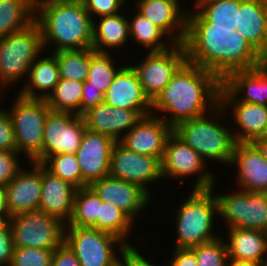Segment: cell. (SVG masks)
Segmentation results:
<instances>
[{
    "label": "cell",
    "instance_id": "obj_31",
    "mask_svg": "<svg viewBox=\"0 0 267 266\" xmlns=\"http://www.w3.org/2000/svg\"><path fill=\"white\" fill-rule=\"evenodd\" d=\"M35 0H0V39L34 22Z\"/></svg>",
    "mask_w": 267,
    "mask_h": 266
},
{
    "label": "cell",
    "instance_id": "obj_20",
    "mask_svg": "<svg viewBox=\"0 0 267 266\" xmlns=\"http://www.w3.org/2000/svg\"><path fill=\"white\" fill-rule=\"evenodd\" d=\"M5 186L10 215L39 210L42 191V164L30 162ZM28 170V171H27Z\"/></svg>",
    "mask_w": 267,
    "mask_h": 266
},
{
    "label": "cell",
    "instance_id": "obj_42",
    "mask_svg": "<svg viewBox=\"0 0 267 266\" xmlns=\"http://www.w3.org/2000/svg\"><path fill=\"white\" fill-rule=\"evenodd\" d=\"M82 2L93 20L97 17L119 14L127 4L126 0H82Z\"/></svg>",
    "mask_w": 267,
    "mask_h": 266
},
{
    "label": "cell",
    "instance_id": "obj_43",
    "mask_svg": "<svg viewBox=\"0 0 267 266\" xmlns=\"http://www.w3.org/2000/svg\"><path fill=\"white\" fill-rule=\"evenodd\" d=\"M0 150L17 152L14 129L9 115L2 105H0Z\"/></svg>",
    "mask_w": 267,
    "mask_h": 266
},
{
    "label": "cell",
    "instance_id": "obj_32",
    "mask_svg": "<svg viewBox=\"0 0 267 266\" xmlns=\"http://www.w3.org/2000/svg\"><path fill=\"white\" fill-rule=\"evenodd\" d=\"M195 9L211 28L236 29L239 0H219L215 2H195Z\"/></svg>",
    "mask_w": 267,
    "mask_h": 266
},
{
    "label": "cell",
    "instance_id": "obj_51",
    "mask_svg": "<svg viewBox=\"0 0 267 266\" xmlns=\"http://www.w3.org/2000/svg\"><path fill=\"white\" fill-rule=\"evenodd\" d=\"M260 264L249 262V261H241V260H233L228 259L226 266H259Z\"/></svg>",
    "mask_w": 267,
    "mask_h": 266
},
{
    "label": "cell",
    "instance_id": "obj_48",
    "mask_svg": "<svg viewBox=\"0 0 267 266\" xmlns=\"http://www.w3.org/2000/svg\"><path fill=\"white\" fill-rule=\"evenodd\" d=\"M139 251L135 246L126 249V266H158L157 263H152L153 260L145 258Z\"/></svg>",
    "mask_w": 267,
    "mask_h": 266
},
{
    "label": "cell",
    "instance_id": "obj_35",
    "mask_svg": "<svg viewBox=\"0 0 267 266\" xmlns=\"http://www.w3.org/2000/svg\"><path fill=\"white\" fill-rule=\"evenodd\" d=\"M133 226L134 222L121 209L110 202L102 201L96 221L97 230L110 233L122 240L128 247H134L127 242L128 236L131 237L130 232Z\"/></svg>",
    "mask_w": 267,
    "mask_h": 266
},
{
    "label": "cell",
    "instance_id": "obj_26",
    "mask_svg": "<svg viewBox=\"0 0 267 266\" xmlns=\"http://www.w3.org/2000/svg\"><path fill=\"white\" fill-rule=\"evenodd\" d=\"M221 84L238 101L267 106V71L261 65L234 71Z\"/></svg>",
    "mask_w": 267,
    "mask_h": 266
},
{
    "label": "cell",
    "instance_id": "obj_53",
    "mask_svg": "<svg viewBox=\"0 0 267 266\" xmlns=\"http://www.w3.org/2000/svg\"><path fill=\"white\" fill-rule=\"evenodd\" d=\"M260 65L267 71V53L261 55V63Z\"/></svg>",
    "mask_w": 267,
    "mask_h": 266
},
{
    "label": "cell",
    "instance_id": "obj_15",
    "mask_svg": "<svg viewBox=\"0 0 267 266\" xmlns=\"http://www.w3.org/2000/svg\"><path fill=\"white\" fill-rule=\"evenodd\" d=\"M219 104L226 112L231 108L230 116L237 125L236 131L232 130L236 142H253L263 136L267 127V106L238 101L222 84Z\"/></svg>",
    "mask_w": 267,
    "mask_h": 266
},
{
    "label": "cell",
    "instance_id": "obj_11",
    "mask_svg": "<svg viewBox=\"0 0 267 266\" xmlns=\"http://www.w3.org/2000/svg\"><path fill=\"white\" fill-rule=\"evenodd\" d=\"M218 215L229 228L256 229L267 232V197L265 192L234 189L215 194Z\"/></svg>",
    "mask_w": 267,
    "mask_h": 266
},
{
    "label": "cell",
    "instance_id": "obj_30",
    "mask_svg": "<svg viewBox=\"0 0 267 266\" xmlns=\"http://www.w3.org/2000/svg\"><path fill=\"white\" fill-rule=\"evenodd\" d=\"M134 15L130 20L128 17L130 39H134L142 49L146 48L148 53L162 52L175 45L158 26L151 23L140 12L135 10Z\"/></svg>",
    "mask_w": 267,
    "mask_h": 266
},
{
    "label": "cell",
    "instance_id": "obj_49",
    "mask_svg": "<svg viewBox=\"0 0 267 266\" xmlns=\"http://www.w3.org/2000/svg\"><path fill=\"white\" fill-rule=\"evenodd\" d=\"M11 218L7 207L5 186L0 184V222H8Z\"/></svg>",
    "mask_w": 267,
    "mask_h": 266
},
{
    "label": "cell",
    "instance_id": "obj_50",
    "mask_svg": "<svg viewBox=\"0 0 267 266\" xmlns=\"http://www.w3.org/2000/svg\"><path fill=\"white\" fill-rule=\"evenodd\" d=\"M261 152L263 158L267 161V139L258 138L252 142Z\"/></svg>",
    "mask_w": 267,
    "mask_h": 266
},
{
    "label": "cell",
    "instance_id": "obj_55",
    "mask_svg": "<svg viewBox=\"0 0 267 266\" xmlns=\"http://www.w3.org/2000/svg\"><path fill=\"white\" fill-rule=\"evenodd\" d=\"M261 138L267 139V127H266V130H265V132Z\"/></svg>",
    "mask_w": 267,
    "mask_h": 266
},
{
    "label": "cell",
    "instance_id": "obj_3",
    "mask_svg": "<svg viewBox=\"0 0 267 266\" xmlns=\"http://www.w3.org/2000/svg\"><path fill=\"white\" fill-rule=\"evenodd\" d=\"M34 22L44 51L52 43V52L92 48L93 19L82 0H35Z\"/></svg>",
    "mask_w": 267,
    "mask_h": 266
},
{
    "label": "cell",
    "instance_id": "obj_16",
    "mask_svg": "<svg viewBox=\"0 0 267 266\" xmlns=\"http://www.w3.org/2000/svg\"><path fill=\"white\" fill-rule=\"evenodd\" d=\"M89 187L103 202L112 203L133 222L152 200L150 195L139 185L110 176L92 182Z\"/></svg>",
    "mask_w": 267,
    "mask_h": 266
},
{
    "label": "cell",
    "instance_id": "obj_40",
    "mask_svg": "<svg viewBox=\"0 0 267 266\" xmlns=\"http://www.w3.org/2000/svg\"><path fill=\"white\" fill-rule=\"evenodd\" d=\"M54 250L14 247L10 266H51Z\"/></svg>",
    "mask_w": 267,
    "mask_h": 266
},
{
    "label": "cell",
    "instance_id": "obj_56",
    "mask_svg": "<svg viewBox=\"0 0 267 266\" xmlns=\"http://www.w3.org/2000/svg\"><path fill=\"white\" fill-rule=\"evenodd\" d=\"M259 266H267V263L260 264Z\"/></svg>",
    "mask_w": 267,
    "mask_h": 266
},
{
    "label": "cell",
    "instance_id": "obj_17",
    "mask_svg": "<svg viewBox=\"0 0 267 266\" xmlns=\"http://www.w3.org/2000/svg\"><path fill=\"white\" fill-rule=\"evenodd\" d=\"M115 143L116 141L106 134L85 129L76 156L82 179L88 185L109 176L111 152Z\"/></svg>",
    "mask_w": 267,
    "mask_h": 266
},
{
    "label": "cell",
    "instance_id": "obj_9",
    "mask_svg": "<svg viewBox=\"0 0 267 266\" xmlns=\"http://www.w3.org/2000/svg\"><path fill=\"white\" fill-rule=\"evenodd\" d=\"M8 222L14 247L56 249L64 243L66 224L43 211L19 213Z\"/></svg>",
    "mask_w": 267,
    "mask_h": 266
},
{
    "label": "cell",
    "instance_id": "obj_45",
    "mask_svg": "<svg viewBox=\"0 0 267 266\" xmlns=\"http://www.w3.org/2000/svg\"><path fill=\"white\" fill-rule=\"evenodd\" d=\"M104 102V93L95 87H89V82H83L82 97L80 102V115L88 109Z\"/></svg>",
    "mask_w": 267,
    "mask_h": 266
},
{
    "label": "cell",
    "instance_id": "obj_22",
    "mask_svg": "<svg viewBox=\"0 0 267 266\" xmlns=\"http://www.w3.org/2000/svg\"><path fill=\"white\" fill-rule=\"evenodd\" d=\"M86 129L106 134L119 141L139 120L140 111L112 107L105 102L88 109L82 115Z\"/></svg>",
    "mask_w": 267,
    "mask_h": 266
},
{
    "label": "cell",
    "instance_id": "obj_10",
    "mask_svg": "<svg viewBox=\"0 0 267 266\" xmlns=\"http://www.w3.org/2000/svg\"><path fill=\"white\" fill-rule=\"evenodd\" d=\"M207 166L208 163L206 164V161L174 132L168 136L161 160V174L164 180L175 178L183 182L187 177H195L197 174L198 178L192 184V189H211L215 186L217 178L215 180L214 172L206 169Z\"/></svg>",
    "mask_w": 267,
    "mask_h": 266
},
{
    "label": "cell",
    "instance_id": "obj_13",
    "mask_svg": "<svg viewBox=\"0 0 267 266\" xmlns=\"http://www.w3.org/2000/svg\"><path fill=\"white\" fill-rule=\"evenodd\" d=\"M109 176L139 185L150 196L149 185L163 180L158 158L131 151L119 141L112 148Z\"/></svg>",
    "mask_w": 267,
    "mask_h": 266
},
{
    "label": "cell",
    "instance_id": "obj_44",
    "mask_svg": "<svg viewBox=\"0 0 267 266\" xmlns=\"http://www.w3.org/2000/svg\"><path fill=\"white\" fill-rule=\"evenodd\" d=\"M13 248L9 222H0V266H10Z\"/></svg>",
    "mask_w": 267,
    "mask_h": 266
},
{
    "label": "cell",
    "instance_id": "obj_5",
    "mask_svg": "<svg viewBox=\"0 0 267 266\" xmlns=\"http://www.w3.org/2000/svg\"><path fill=\"white\" fill-rule=\"evenodd\" d=\"M191 190L188 198L181 199L173 209L175 213L172 212L177 235L174 248H193L220 237L215 234L213 225L219 214L214 186L211 189Z\"/></svg>",
    "mask_w": 267,
    "mask_h": 266
},
{
    "label": "cell",
    "instance_id": "obj_2",
    "mask_svg": "<svg viewBox=\"0 0 267 266\" xmlns=\"http://www.w3.org/2000/svg\"><path fill=\"white\" fill-rule=\"evenodd\" d=\"M220 88L221 81L214 74L186 61L151 103V114L173 128L215 108L219 104Z\"/></svg>",
    "mask_w": 267,
    "mask_h": 266
},
{
    "label": "cell",
    "instance_id": "obj_6",
    "mask_svg": "<svg viewBox=\"0 0 267 266\" xmlns=\"http://www.w3.org/2000/svg\"><path fill=\"white\" fill-rule=\"evenodd\" d=\"M45 52L40 28L35 22L0 39V90L6 91L10 85L28 77L32 63Z\"/></svg>",
    "mask_w": 267,
    "mask_h": 266
},
{
    "label": "cell",
    "instance_id": "obj_47",
    "mask_svg": "<svg viewBox=\"0 0 267 266\" xmlns=\"http://www.w3.org/2000/svg\"><path fill=\"white\" fill-rule=\"evenodd\" d=\"M165 266H198L194 252L190 248H174Z\"/></svg>",
    "mask_w": 267,
    "mask_h": 266
},
{
    "label": "cell",
    "instance_id": "obj_19",
    "mask_svg": "<svg viewBox=\"0 0 267 266\" xmlns=\"http://www.w3.org/2000/svg\"><path fill=\"white\" fill-rule=\"evenodd\" d=\"M230 166L238 190L267 191V161L252 142H236Z\"/></svg>",
    "mask_w": 267,
    "mask_h": 266
},
{
    "label": "cell",
    "instance_id": "obj_28",
    "mask_svg": "<svg viewBox=\"0 0 267 266\" xmlns=\"http://www.w3.org/2000/svg\"><path fill=\"white\" fill-rule=\"evenodd\" d=\"M49 54L43 58L40 54L32 63L28 77L24 78L26 79L24 86L18 90L20 96L28 99L46 100L52 93L60 80V73L55 55Z\"/></svg>",
    "mask_w": 267,
    "mask_h": 266
},
{
    "label": "cell",
    "instance_id": "obj_14",
    "mask_svg": "<svg viewBox=\"0 0 267 266\" xmlns=\"http://www.w3.org/2000/svg\"><path fill=\"white\" fill-rule=\"evenodd\" d=\"M85 129L81 115L50 111L44 123L42 162L55 154H76Z\"/></svg>",
    "mask_w": 267,
    "mask_h": 266
},
{
    "label": "cell",
    "instance_id": "obj_1",
    "mask_svg": "<svg viewBox=\"0 0 267 266\" xmlns=\"http://www.w3.org/2000/svg\"><path fill=\"white\" fill-rule=\"evenodd\" d=\"M183 45L188 63L206 69L221 82L234 71L261 63V55L236 29L211 28L195 9L188 10Z\"/></svg>",
    "mask_w": 267,
    "mask_h": 266
},
{
    "label": "cell",
    "instance_id": "obj_34",
    "mask_svg": "<svg viewBox=\"0 0 267 266\" xmlns=\"http://www.w3.org/2000/svg\"><path fill=\"white\" fill-rule=\"evenodd\" d=\"M101 203L102 200L89 186L77 189L72 216L66 226L96 229V221Z\"/></svg>",
    "mask_w": 267,
    "mask_h": 266
},
{
    "label": "cell",
    "instance_id": "obj_12",
    "mask_svg": "<svg viewBox=\"0 0 267 266\" xmlns=\"http://www.w3.org/2000/svg\"><path fill=\"white\" fill-rule=\"evenodd\" d=\"M143 60L129 65L135 71L143 92L152 103L187 61L183 43L162 52H147ZM134 64V65H133Z\"/></svg>",
    "mask_w": 267,
    "mask_h": 266
},
{
    "label": "cell",
    "instance_id": "obj_25",
    "mask_svg": "<svg viewBox=\"0 0 267 266\" xmlns=\"http://www.w3.org/2000/svg\"><path fill=\"white\" fill-rule=\"evenodd\" d=\"M236 30L260 55L267 53V0H239Z\"/></svg>",
    "mask_w": 267,
    "mask_h": 266
},
{
    "label": "cell",
    "instance_id": "obj_39",
    "mask_svg": "<svg viewBox=\"0 0 267 266\" xmlns=\"http://www.w3.org/2000/svg\"><path fill=\"white\" fill-rule=\"evenodd\" d=\"M197 259L198 266H226L229 259L225 237L190 248Z\"/></svg>",
    "mask_w": 267,
    "mask_h": 266
},
{
    "label": "cell",
    "instance_id": "obj_37",
    "mask_svg": "<svg viewBox=\"0 0 267 266\" xmlns=\"http://www.w3.org/2000/svg\"><path fill=\"white\" fill-rule=\"evenodd\" d=\"M56 57L60 78L84 82L90 66V49L53 52Z\"/></svg>",
    "mask_w": 267,
    "mask_h": 266
},
{
    "label": "cell",
    "instance_id": "obj_24",
    "mask_svg": "<svg viewBox=\"0 0 267 266\" xmlns=\"http://www.w3.org/2000/svg\"><path fill=\"white\" fill-rule=\"evenodd\" d=\"M77 188L54 175L42 165V191L39 210L65 224L72 216Z\"/></svg>",
    "mask_w": 267,
    "mask_h": 266
},
{
    "label": "cell",
    "instance_id": "obj_27",
    "mask_svg": "<svg viewBox=\"0 0 267 266\" xmlns=\"http://www.w3.org/2000/svg\"><path fill=\"white\" fill-rule=\"evenodd\" d=\"M227 231L225 243L230 259L267 263V232L244 228H229Z\"/></svg>",
    "mask_w": 267,
    "mask_h": 266
},
{
    "label": "cell",
    "instance_id": "obj_38",
    "mask_svg": "<svg viewBox=\"0 0 267 266\" xmlns=\"http://www.w3.org/2000/svg\"><path fill=\"white\" fill-rule=\"evenodd\" d=\"M48 171L62 180L72 184L77 189L89 185L82 179V172L76 154L61 153L47 157L41 163Z\"/></svg>",
    "mask_w": 267,
    "mask_h": 266
},
{
    "label": "cell",
    "instance_id": "obj_21",
    "mask_svg": "<svg viewBox=\"0 0 267 266\" xmlns=\"http://www.w3.org/2000/svg\"><path fill=\"white\" fill-rule=\"evenodd\" d=\"M134 8L151 23L158 26L175 44L186 36L187 8L179 0H136Z\"/></svg>",
    "mask_w": 267,
    "mask_h": 266
},
{
    "label": "cell",
    "instance_id": "obj_18",
    "mask_svg": "<svg viewBox=\"0 0 267 266\" xmlns=\"http://www.w3.org/2000/svg\"><path fill=\"white\" fill-rule=\"evenodd\" d=\"M173 128L155 115L142 117L119 142L138 154L154 156L162 160L165 144Z\"/></svg>",
    "mask_w": 267,
    "mask_h": 266
},
{
    "label": "cell",
    "instance_id": "obj_29",
    "mask_svg": "<svg viewBox=\"0 0 267 266\" xmlns=\"http://www.w3.org/2000/svg\"><path fill=\"white\" fill-rule=\"evenodd\" d=\"M127 15L121 13L103 16L93 20L92 48L98 53H111L110 50L127 47L129 21ZM127 44V45H124ZM108 48V50H107Z\"/></svg>",
    "mask_w": 267,
    "mask_h": 266
},
{
    "label": "cell",
    "instance_id": "obj_46",
    "mask_svg": "<svg viewBox=\"0 0 267 266\" xmlns=\"http://www.w3.org/2000/svg\"><path fill=\"white\" fill-rule=\"evenodd\" d=\"M51 266H81L74 252L64 242L53 253Z\"/></svg>",
    "mask_w": 267,
    "mask_h": 266
},
{
    "label": "cell",
    "instance_id": "obj_41",
    "mask_svg": "<svg viewBox=\"0 0 267 266\" xmlns=\"http://www.w3.org/2000/svg\"><path fill=\"white\" fill-rule=\"evenodd\" d=\"M21 157L16 151L0 150V184L6 186L22 169Z\"/></svg>",
    "mask_w": 267,
    "mask_h": 266
},
{
    "label": "cell",
    "instance_id": "obj_23",
    "mask_svg": "<svg viewBox=\"0 0 267 266\" xmlns=\"http://www.w3.org/2000/svg\"><path fill=\"white\" fill-rule=\"evenodd\" d=\"M104 102L112 107L140 111L144 116L151 114V102L144 94L135 71L126 63L104 94Z\"/></svg>",
    "mask_w": 267,
    "mask_h": 266
},
{
    "label": "cell",
    "instance_id": "obj_54",
    "mask_svg": "<svg viewBox=\"0 0 267 266\" xmlns=\"http://www.w3.org/2000/svg\"><path fill=\"white\" fill-rule=\"evenodd\" d=\"M219 0H196V2H215Z\"/></svg>",
    "mask_w": 267,
    "mask_h": 266
},
{
    "label": "cell",
    "instance_id": "obj_8",
    "mask_svg": "<svg viewBox=\"0 0 267 266\" xmlns=\"http://www.w3.org/2000/svg\"><path fill=\"white\" fill-rule=\"evenodd\" d=\"M64 242L81 266H114L128 248L118 237L90 227L66 226Z\"/></svg>",
    "mask_w": 267,
    "mask_h": 266
},
{
    "label": "cell",
    "instance_id": "obj_33",
    "mask_svg": "<svg viewBox=\"0 0 267 266\" xmlns=\"http://www.w3.org/2000/svg\"><path fill=\"white\" fill-rule=\"evenodd\" d=\"M83 82L60 78L52 93L47 97L51 111L68 112L80 115V102Z\"/></svg>",
    "mask_w": 267,
    "mask_h": 266
},
{
    "label": "cell",
    "instance_id": "obj_7",
    "mask_svg": "<svg viewBox=\"0 0 267 266\" xmlns=\"http://www.w3.org/2000/svg\"><path fill=\"white\" fill-rule=\"evenodd\" d=\"M12 102L6 111L14 129L17 153L26 155L28 163H42L44 123L51 109L46 100L28 99L19 94Z\"/></svg>",
    "mask_w": 267,
    "mask_h": 266
},
{
    "label": "cell",
    "instance_id": "obj_4",
    "mask_svg": "<svg viewBox=\"0 0 267 266\" xmlns=\"http://www.w3.org/2000/svg\"><path fill=\"white\" fill-rule=\"evenodd\" d=\"M225 112L218 104L203 116L178 123L173 127V132L192 147L206 163L215 160L230 167L236 141L232 132L233 127L229 129L231 126L220 122V118L227 115Z\"/></svg>",
    "mask_w": 267,
    "mask_h": 266
},
{
    "label": "cell",
    "instance_id": "obj_36",
    "mask_svg": "<svg viewBox=\"0 0 267 266\" xmlns=\"http://www.w3.org/2000/svg\"><path fill=\"white\" fill-rule=\"evenodd\" d=\"M114 59L110 53H98L90 48V66L86 80L89 82V87H95L106 93L117 72L125 65L118 66L119 63Z\"/></svg>",
    "mask_w": 267,
    "mask_h": 266
},
{
    "label": "cell",
    "instance_id": "obj_52",
    "mask_svg": "<svg viewBox=\"0 0 267 266\" xmlns=\"http://www.w3.org/2000/svg\"><path fill=\"white\" fill-rule=\"evenodd\" d=\"M114 266H126V249L121 255L120 261H118Z\"/></svg>",
    "mask_w": 267,
    "mask_h": 266
}]
</instances>
